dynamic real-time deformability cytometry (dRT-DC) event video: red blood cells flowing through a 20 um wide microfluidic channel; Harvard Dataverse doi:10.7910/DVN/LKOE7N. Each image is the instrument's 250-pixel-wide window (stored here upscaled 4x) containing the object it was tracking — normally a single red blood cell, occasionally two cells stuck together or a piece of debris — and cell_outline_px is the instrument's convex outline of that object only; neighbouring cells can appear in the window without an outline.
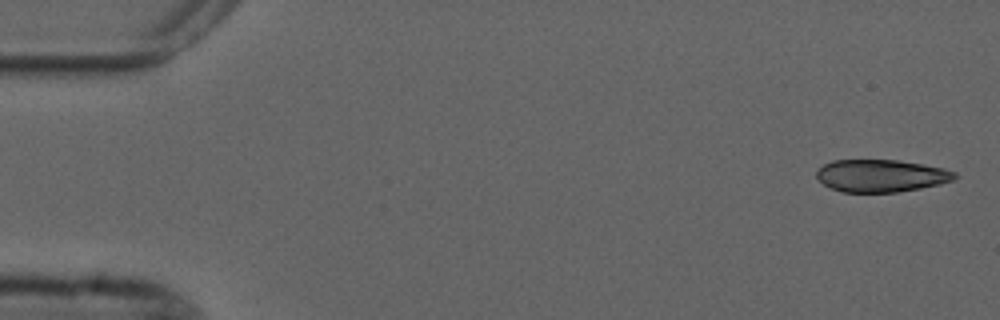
{"species": "common noctule bat (a hibernating species)", "species_latin": "Nyctalus noctula", "temperature_condition": "cold", "stored_images_in_passage": 5, "camera_frame_rate_fps": 3000, "um_per_image_px": 0.085, "animal": {"sex": "male", "forearm_length_mm": 52.5}, "frame": {"image": 1, "passage_image": 1, "time_ms": 0.0, "image_size_px": [1000, 320], "cell_outline_px": [[960, 176], [952, 180], [940, 184], [920, 188], [896, 192], [844, 192], [832, 188], [824, 184], [816, 176], [816, 172], [824, 164], [832, 160], [896, 160], [944, 168], [956, 172]], "centroid_in_image_um": [74.91, 14.93], "position_along_channel_um": 10.1, "area_um2": 25.95}}